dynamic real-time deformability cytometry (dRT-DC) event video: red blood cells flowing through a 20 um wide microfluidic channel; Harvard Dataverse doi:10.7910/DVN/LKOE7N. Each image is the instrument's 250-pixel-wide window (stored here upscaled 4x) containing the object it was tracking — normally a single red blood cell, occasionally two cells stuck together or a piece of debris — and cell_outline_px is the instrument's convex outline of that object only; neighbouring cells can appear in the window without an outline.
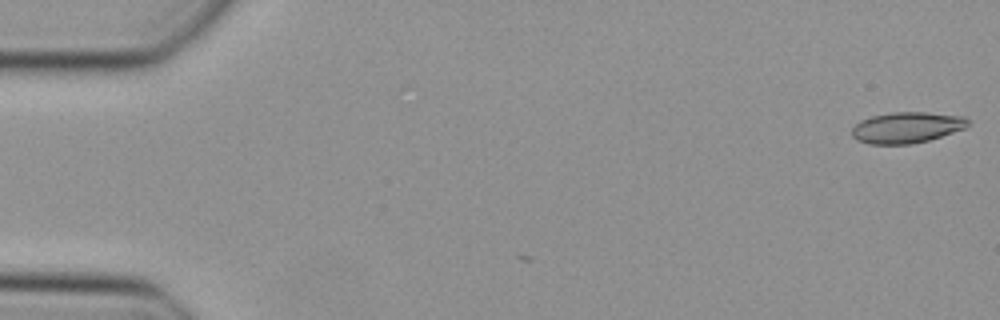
{"species": "Egyptian fruit bat (a non-hibernating species)", "species_latin": "Rousettus aegyptiacus", "temperature_condition": "cold", "stored_images_in_passage": 4, "camera_frame_rate_fps": 3000, "um_per_image_px": 0.085, "animal": {"sex": "female"}, "frame": {"image": 1, "passage_image": 1, "time_ms": 0.0, "image_size_px": [1000, 320], "cell_outline_px": [[968, 124], [964, 128], [928, 140], [908, 144], [868, 144], [852, 136], [852, 128], [860, 120], [872, 116], [892, 112], [924, 112], [964, 116], [968, 120]], "centroid_in_image_um": [77.04, 10.83], "position_along_channel_um": 8.0, "area_um2": 20.69}}